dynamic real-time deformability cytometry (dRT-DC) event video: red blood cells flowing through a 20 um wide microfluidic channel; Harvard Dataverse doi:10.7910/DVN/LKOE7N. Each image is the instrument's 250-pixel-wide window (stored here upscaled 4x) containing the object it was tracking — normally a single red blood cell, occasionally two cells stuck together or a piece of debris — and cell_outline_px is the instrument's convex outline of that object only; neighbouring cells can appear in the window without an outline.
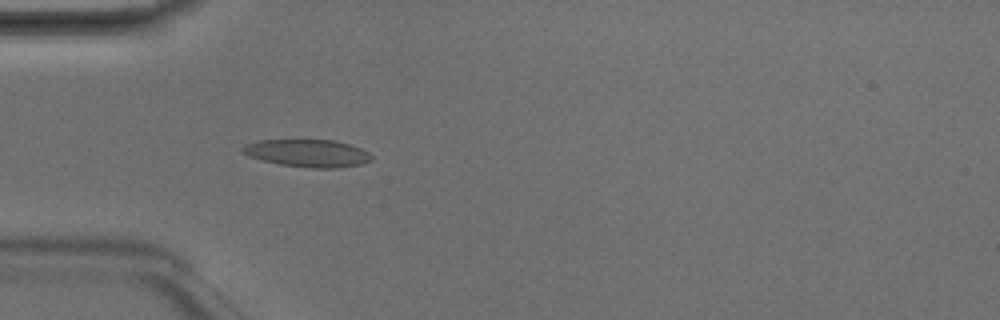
{"species": "Egyptian fruit bat (a non-hibernating species)", "species_latin": "Rousettus aegyptiacus", "temperature_condition": "room temperature", "stored_images_in_passage": 4, "camera_frame_rate_fps": 3000, "um_per_image_px": 0.085, "animal": {"sex": "male"}, "frame": {"image": 1, "passage_image": 4, "time_ms": 1.0, "image_size_px": [1000, 320], "cell_outline_px": [[372, 160], [360, 164], [336, 168], [312, 168], [280, 164], [248, 156], [240, 148], [244, 144], [260, 140], [332, 140], [348, 144], [360, 148], [368, 152], [372, 156]], "centroid_in_image_um": [26.14, 13.02], "position_along_channel_um": 58.9, "area_um2": 20.46}}